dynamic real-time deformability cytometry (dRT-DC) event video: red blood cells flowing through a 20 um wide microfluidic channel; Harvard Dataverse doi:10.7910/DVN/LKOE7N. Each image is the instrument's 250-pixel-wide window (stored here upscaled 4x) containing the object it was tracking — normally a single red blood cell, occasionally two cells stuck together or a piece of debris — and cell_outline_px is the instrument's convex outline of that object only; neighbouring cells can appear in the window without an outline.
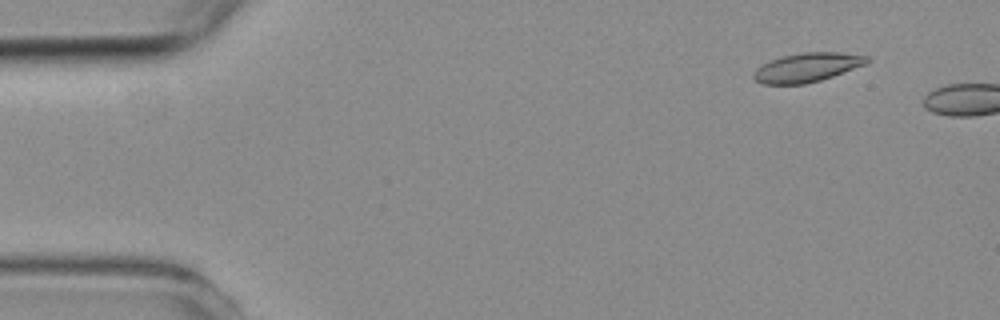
{"species": "common noctule bat (a hibernating species)", "species_latin": "Nyctalus noctula", "temperature_condition": "room temperature", "stored_images_in_passage": 3, "camera_frame_rate_fps": 3000, "um_per_image_px": 0.085, "animal": {"sex": "female", "body_mass_g": 19.3, "forearm_length_mm": 54.1}, "frame": {"image": 1, "passage_image": 2, "time_ms": 1.0, "image_size_px": [1000, 320], "cell_outline_px": [[872, 60], [868, 64], [820, 80], [804, 84], [764, 84], [756, 80], [752, 76], [756, 68], [772, 60], [784, 56], [804, 52], [836, 52], [868, 56]], "centroid_in_image_um": [68.65, 5.73], "position_along_channel_um": 16.3, "area_um2": 19.02}}